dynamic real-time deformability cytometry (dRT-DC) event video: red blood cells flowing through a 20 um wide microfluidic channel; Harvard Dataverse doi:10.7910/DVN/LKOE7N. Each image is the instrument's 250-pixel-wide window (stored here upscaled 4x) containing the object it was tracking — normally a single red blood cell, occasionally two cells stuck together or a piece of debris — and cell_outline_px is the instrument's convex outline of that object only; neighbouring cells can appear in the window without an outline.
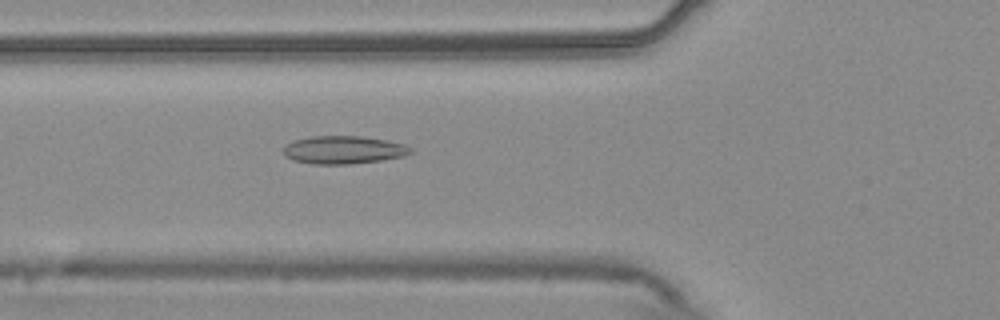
{"species": "common noctule bat (a hibernating species)", "species_latin": "Nyctalus noctula", "temperature_condition": "warm", "stored_images_in_passage": 13, "camera_frame_rate_fps": 3000, "um_per_image_px": 0.085, "animal": {"sex": "male", "body_mass_g": 20.4}, "frame": {"image": 1, "passage_image": 3, "time_ms": 0.667, "image_size_px": [1000, 320], "cell_outline_px": [[412, 152], [400, 156], [380, 160], [352, 164], [312, 164], [292, 160], [284, 156], [284, 144], [296, 140], [312, 136], [360, 136], [384, 140], [404, 144], [412, 148]], "centroid_in_image_um": [29.14, 12.74], "position_along_channel_um": 96.7, "area_um2": 20.58}}
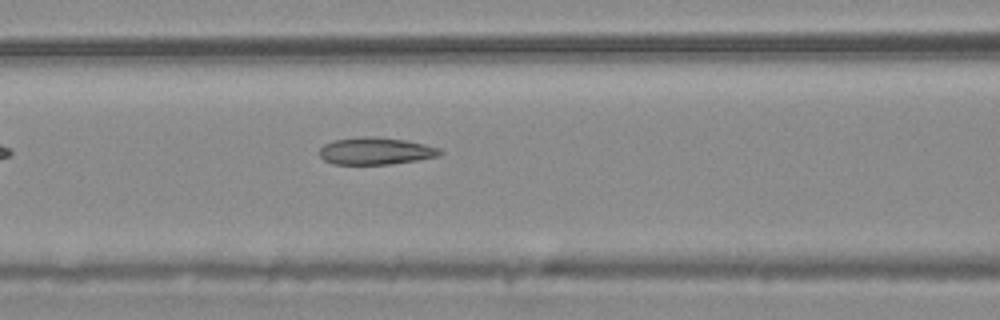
{"frame": {"image": 2, "passage_image": 6, "time_ms": 1.667, "image_size_px": [1000, 320], "cell_outline_px": [[444, 152], [436, 156], [416, 160], [388, 164], [332, 164], [324, 160], [320, 156], [320, 148], [324, 144], [332, 140], [360, 136], [372, 136], [404, 140], [424, 144], [440, 148]], "centroid_in_image_um": [31.89, 12.83], "position_along_channel_um": 134.7, "area_um2": 19.02}}
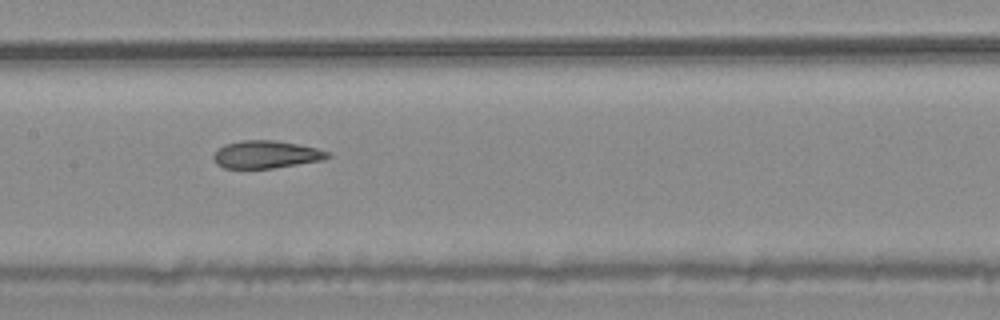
{"frame": {"image": 3, "passage_image": 10, "time_ms": 3.0, "image_size_px": [1000, 320], "cell_outline_px": [[332, 156], [320, 160], [272, 168], [224, 168], [216, 164], [212, 156], [224, 144], [240, 140], [276, 140], [316, 148], [332, 152]], "centroid_in_image_um": [22.61, 13.12], "position_along_channel_um": 184.8, "area_um2": 18.26}}